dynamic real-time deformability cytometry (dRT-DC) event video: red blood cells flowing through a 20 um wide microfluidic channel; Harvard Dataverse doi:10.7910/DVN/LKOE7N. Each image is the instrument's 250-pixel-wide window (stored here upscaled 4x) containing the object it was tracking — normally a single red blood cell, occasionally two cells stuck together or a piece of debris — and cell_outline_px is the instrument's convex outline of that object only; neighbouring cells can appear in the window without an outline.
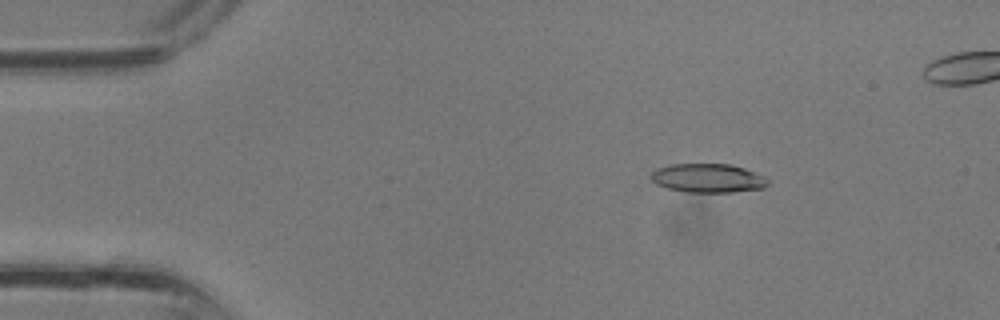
{"species": "common noctule bat (a hibernating species)", "species_latin": "Nyctalus noctula", "temperature_condition": "room temperature", "stored_images_in_passage": 33, "camera_frame_rate_fps": 3000, "um_per_image_px": 0.085, "animal": {"sex": "male", "body_mass_g": 13.3}, "frame": {"image": 1, "passage_image": 5, "time_ms": 1.333, "image_size_px": [1000, 320], "cell_outline_px": [[768, 184], [764, 188], [732, 192], [684, 192], [668, 188], [656, 184], [648, 176], [656, 168], [668, 164], [732, 164], [744, 168], [764, 176], [768, 180]], "centroid_in_image_um": [60.14, 15.13], "position_along_channel_um": 24.9, "area_um2": 19.83}}
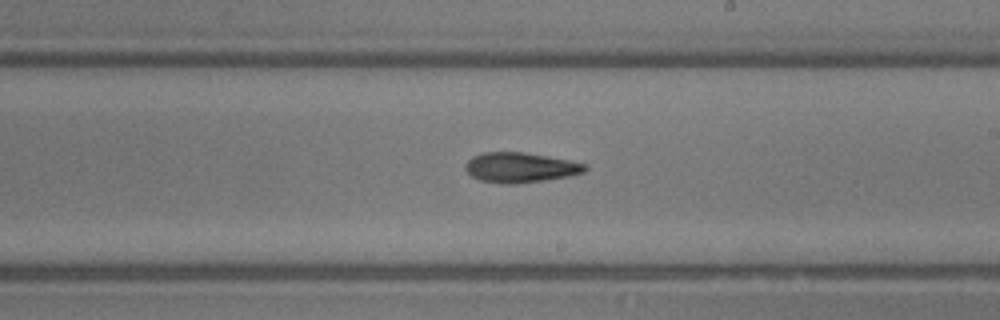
{"frame": {"image": 2, "passage_image": 20, "time_ms": 6.333, "image_size_px": [1000, 320], "cell_outline_px": [[588, 168], [584, 172], [568, 176], [544, 180], [516, 184], [504, 184], [480, 180], [472, 176], [464, 168], [464, 164], [472, 156], [480, 152], [520, 152], [548, 156], [588, 164]], "centroid_in_image_um": [44.21, 14.23], "position_along_channel_um": 244.8, "area_um2": 20.98}}
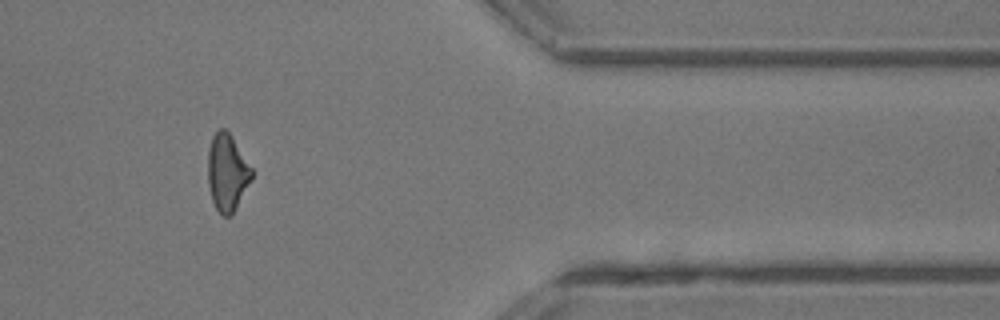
{"frame": {"image": 3, "passage_image": 29, "time_ms": 9.333, "image_size_px": [1000, 320], "cell_outline_px": [[252, 180], [232, 216], [224, 216], [216, 208], [212, 200], [208, 184], [208, 148], [212, 136], [220, 128], [224, 128], [232, 136], [252, 168]], "centroid_in_image_um": [19.31, 14.67], "position_along_channel_um": 392.1, "area_um2": 19.77}}